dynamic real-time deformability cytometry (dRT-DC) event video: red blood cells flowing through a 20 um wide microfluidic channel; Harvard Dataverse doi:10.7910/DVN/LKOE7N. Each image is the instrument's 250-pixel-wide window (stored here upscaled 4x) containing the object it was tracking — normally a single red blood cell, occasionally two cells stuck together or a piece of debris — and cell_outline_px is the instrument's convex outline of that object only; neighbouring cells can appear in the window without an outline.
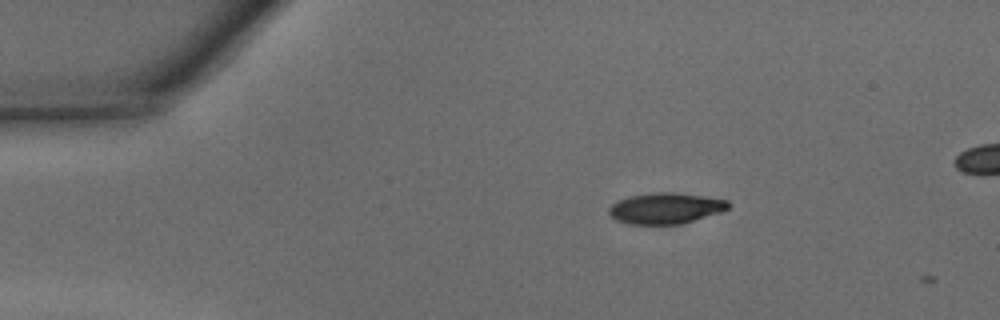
{"species": "common noctule bat (a hibernating species)", "species_latin": "Nyctalus noctula", "temperature_condition": "warm", "stored_images_in_passage": 2, "camera_frame_rate_fps": 3000, "um_per_image_px": 0.085, "animal": {"sex": "male", "body_mass_g": 15.6}, "frame": {"image": 1, "passage_image": 1, "time_ms": 0.0, "image_size_px": [1000, 320], "cell_outline_px": [[728, 208], [720, 212], [680, 224], [628, 224], [616, 220], [608, 212], [608, 208], [616, 200], [628, 196], [652, 192], [676, 192], [704, 196], [728, 200]], "centroid_in_image_um": [56.52, 17.69], "position_along_channel_um": 28.5, "area_um2": 21.56}}